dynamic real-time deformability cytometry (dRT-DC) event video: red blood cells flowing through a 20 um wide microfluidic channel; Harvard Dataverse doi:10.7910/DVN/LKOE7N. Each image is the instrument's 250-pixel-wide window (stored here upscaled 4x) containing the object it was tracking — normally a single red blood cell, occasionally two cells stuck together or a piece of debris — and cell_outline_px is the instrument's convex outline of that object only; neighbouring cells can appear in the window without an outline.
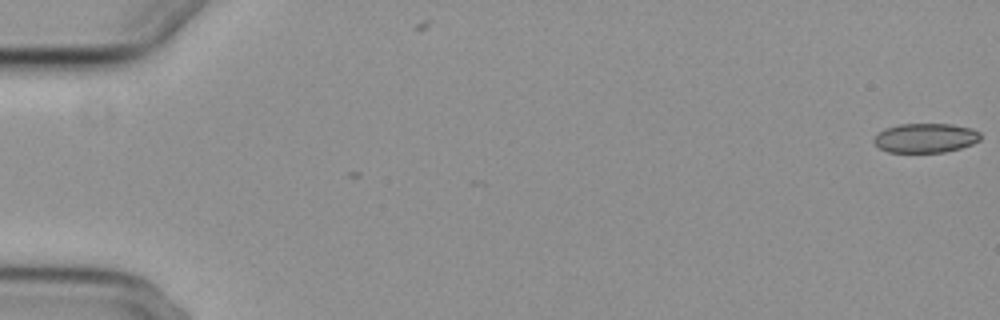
{"species": "common noctule bat (a hibernating species)", "species_latin": "Nyctalus noctula", "temperature_condition": "cold", "stored_images_in_passage": 2, "camera_frame_rate_fps": 3000, "um_per_image_px": 0.085, "animal": {"sex": "female", "body_mass_g": 29.2, "forearm_length_mm": 56.3}, "frame": {"image": 1, "passage_image": 1, "time_ms": 0.0, "image_size_px": [1000, 320], "cell_outline_px": [[980, 140], [972, 144], [960, 148], [944, 152], [888, 152], [880, 148], [872, 140], [884, 128], [900, 124], [952, 124], [972, 128], [980, 132]], "centroid_in_image_um": [78.68, 11.72], "position_along_channel_um": 6.3, "area_um2": 18.21}}